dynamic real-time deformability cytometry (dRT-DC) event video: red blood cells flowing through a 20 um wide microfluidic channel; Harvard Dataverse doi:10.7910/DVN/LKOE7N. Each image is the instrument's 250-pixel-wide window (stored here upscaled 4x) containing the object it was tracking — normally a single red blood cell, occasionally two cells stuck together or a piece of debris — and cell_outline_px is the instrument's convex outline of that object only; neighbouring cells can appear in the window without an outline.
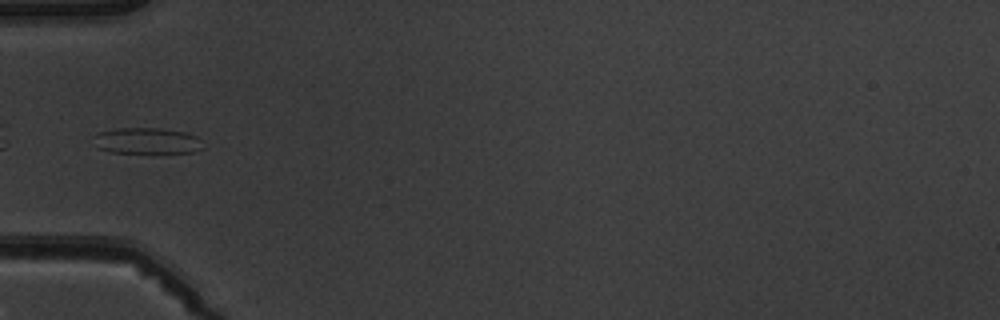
{"species": "common noctule bat (a hibernating species)", "species_latin": "Nyctalus noctula", "temperature_condition": "warm", "stored_images_in_passage": 5, "camera_frame_rate_fps": 3000, "um_per_image_px": 0.085, "animal": {"sex": "male", "body_mass_g": 19.5, "forearm_length_mm": 54.6}, "frame": {"image": 1, "passage_image": 5, "time_ms": 4.667, "image_size_px": [1000, 320], "cell_outline_px": [[204, 148], [192, 152], [112, 152], [100, 148], [92, 136], [96, 132], [116, 128], [160, 128], [184, 132], [196, 136]], "centroid_in_image_um": [12.46, 11.95], "position_along_channel_um": 72.5, "area_um2": 16.36}}